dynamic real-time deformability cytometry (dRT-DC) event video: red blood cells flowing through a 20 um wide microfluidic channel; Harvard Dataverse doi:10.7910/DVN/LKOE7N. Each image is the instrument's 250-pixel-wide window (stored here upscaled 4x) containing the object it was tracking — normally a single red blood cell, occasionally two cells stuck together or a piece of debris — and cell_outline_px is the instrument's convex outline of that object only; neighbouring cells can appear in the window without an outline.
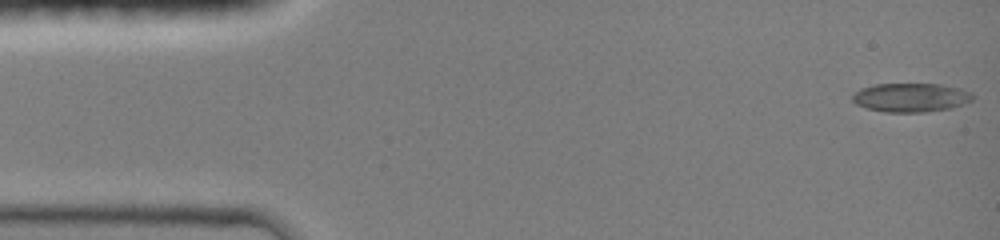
{"species": "common noctule bat (a hibernating species)", "species_latin": "Nyctalus noctula", "temperature_condition": "room temperature", "stored_images_in_passage": 45, "camera_frame_rate_fps": 3000, "um_per_image_px": 0.085, "animal": {"sex": "female", "body_mass_g": 19.0, "forearm_length_mm": 51.5}, "frame": {"image": 1, "passage_image": 1, "time_ms": 0.0, "image_size_px": [1000, 240], "cell_outline_px": [[976, 96], [972, 100], [964, 104], [952, 108], [924, 112], [884, 112], [868, 108], [856, 104], [852, 100], [852, 96], [860, 88], [876, 84], [940, 84], [960, 88], [972, 92]], "centroid_in_image_um": [77.46, 8.29], "position_along_channel_um": 7.5, "area_um2": 20.35}}
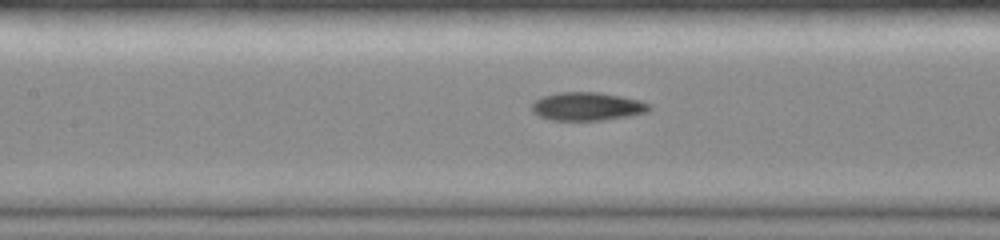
{"frame": {"image": 2, "passage_image": 20, "time_ms": 6.333, "image_size_px": [1000, 240], "cell_outline_px": [[652, 108], [648, 112], [628, 116], [600, 120], [552, 120], [540, 116], [532, 112], [532, 104], [536, 100], [544, 96], [556, 92], [600, 92], [640, 100], [648, 104]], "centroid_in_image_um": [49.91, 9.04], "position_along_channel_um": 157.5, "area_um2": 19.25}}
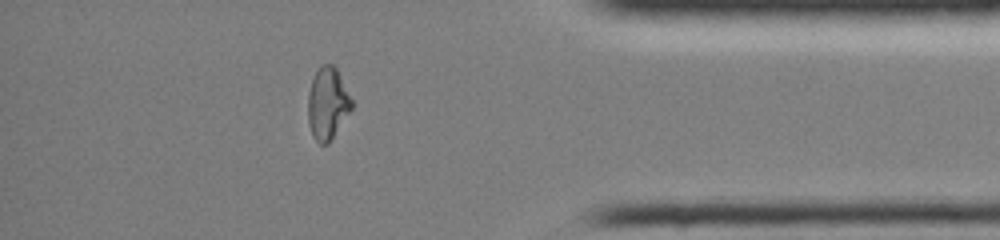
{"frame": {"image": 3, "passage_image": 39, "time_ms": 12.667, "image_size_px": [1000, 240], "cell_outline_px": [[352, 108], [328, 144], [320, 144], [312, 136], [308, 124], [308, 92], [312, 80], [320, 64], [332, 64], [336, 68], [352, 100]], "centroid_in_image_um": [27.82, 8.8], "position_along_channel_um": 407.4, "area_um2": 18.21}, "authors_computed_cell_mechanics": {"area_um2": 18.9584, "velocity_mm_per_s": 4.2025, "shape_relaxation_time_tau1_ms": null, "shape_relaxation_time_tau2_ms": 2.086, "deformation_change_tau1": null, "deformation_change_tau2": 0.0725}}